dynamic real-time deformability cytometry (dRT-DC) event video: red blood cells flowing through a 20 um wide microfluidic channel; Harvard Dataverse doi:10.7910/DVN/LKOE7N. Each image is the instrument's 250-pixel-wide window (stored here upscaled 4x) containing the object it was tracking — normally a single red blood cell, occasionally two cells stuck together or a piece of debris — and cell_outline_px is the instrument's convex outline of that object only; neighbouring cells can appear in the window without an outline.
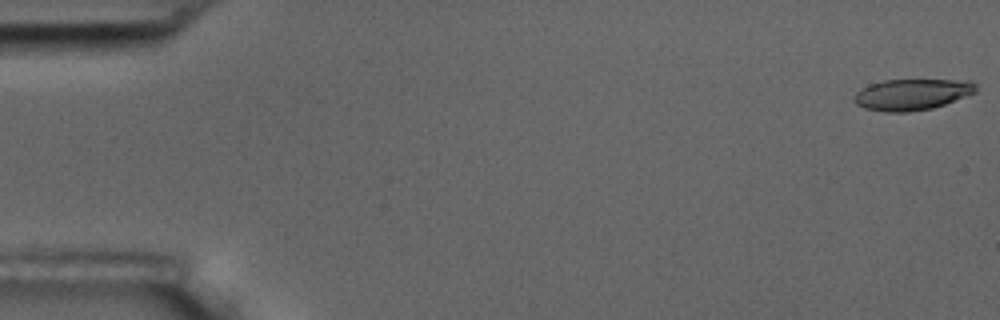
{"species": "common noctule bat (a hibernating species)", "species_latin": "Nyctalus noctula", "temperature_condition": "room temperature", "stored_images_in_passage": 6, "camera_frame_rate_fps": 3000, "um_per_image_px": 0.085, "animal": {"sex": "male", "body_mass_g": 17.5, "forearm_length_mm": 52.3}, "frame": {"image": 1, "passage_image": 1, "time_ms": 0.0, "image_size_px": [1000, 320], "cell_outline_px": [[976, 92], [944, 104], [932, 108], [908, 112], [884, 112], [864, 108], [856, 104], [852, 100], [856, 92], [872, 84], [884, 80], [972, 80], [976, 84]], "centroid_in_image_um": [77.51, 8.03], "position_along_channel_um": 7.5, "area_um2": 22.02}}
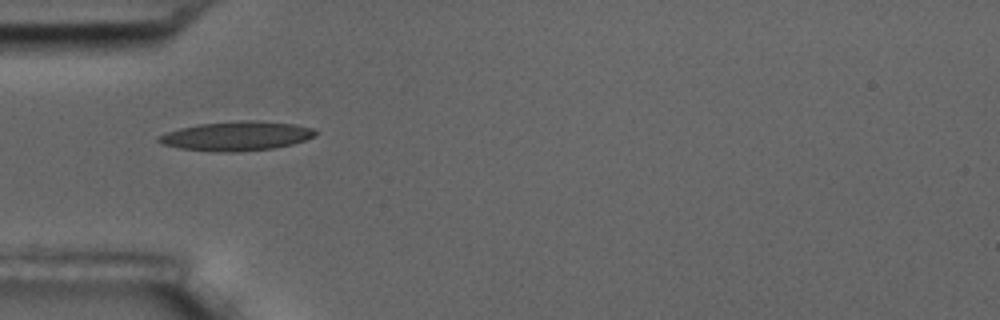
{"frame": {"image": 2, "passage_image": 5, "time_ms": 5.667, "image_size_px": [1000, 320], "cell_outline_px": [[320, 132], [316, 136], [292, 144], [272, 148], [232, 152], [180, 148], [160, 144], [156, 140], [156, 136], [164, 132], [180, 128], [200, 124], [240, 120], [256, 120], [296, 124], [312, 128]], "centroid_in_image_um": [20.1, 11.54], "position_along_channel_um": 64.9, "area_um2": 26.7}}